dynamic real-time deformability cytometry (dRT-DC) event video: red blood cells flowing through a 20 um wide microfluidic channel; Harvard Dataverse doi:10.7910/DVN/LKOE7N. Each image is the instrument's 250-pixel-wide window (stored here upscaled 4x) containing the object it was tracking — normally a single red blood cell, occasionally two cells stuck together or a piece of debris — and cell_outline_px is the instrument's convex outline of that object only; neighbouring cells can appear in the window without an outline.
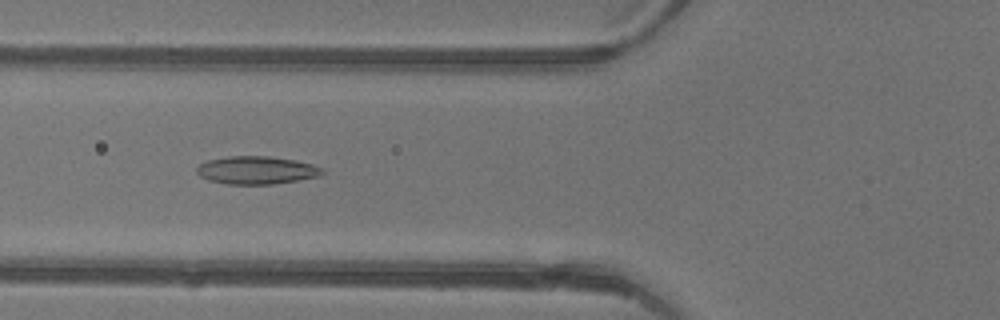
{"species": "common noctule bat (a hibernating species)", "species_latin": "Nyctalus noctula", "temperature_condition": "warm", "stored_images_in_passage": 32, "camera_frame_rate_fps": 3000, "um_per_image_px": 0.085, "animal": {"sex": "female"}, "frame": {"image": 1, "passage_image": 5, "time_ms": 1.333, "image_size_px": [1000, 320], "cell_outline_px": [[324, 172], [320, 176], [300, 180], [272, 184], [228, 184], [208, 180], [200, 176], [196, 172], [196, 168], [200, 164], [208, 160], [228, 156], [268, 156], [296, 160], [312, 164], [324, 168]], "centroid_in_image_um": [21.83, 14.46], "position_along_channel_um": 104.0, "area_um2": 20.52}}
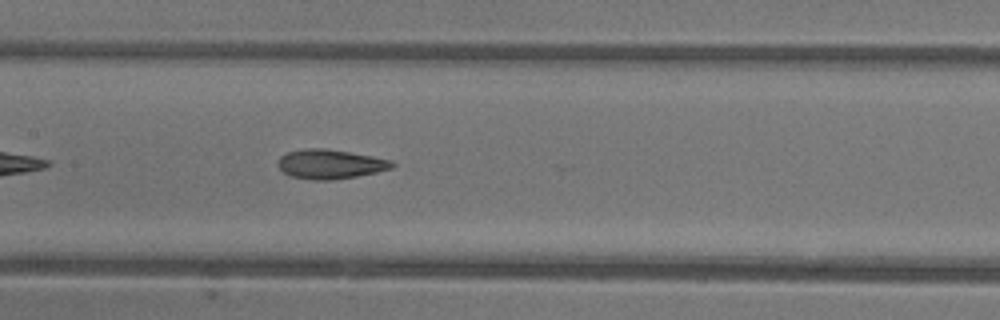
{"frame": {"image": 2, "passage_image": 10, "time_ms": 3.0, "image_size_px": [1000, 320], "cell_outline_px": [[396, 164], [392, 168], [376, 172], [356, 176], [332, 180], [312, 180], [292, 176], [284, 172], [276, 164], [280, 156], [288, 152], [304, 148], [324, 148], [372, 156], [392, 160]], "centroid_in_image_um": [28.06, 13.95], "position_along_channel_um": 179.3, "area_um2": 19.48}}
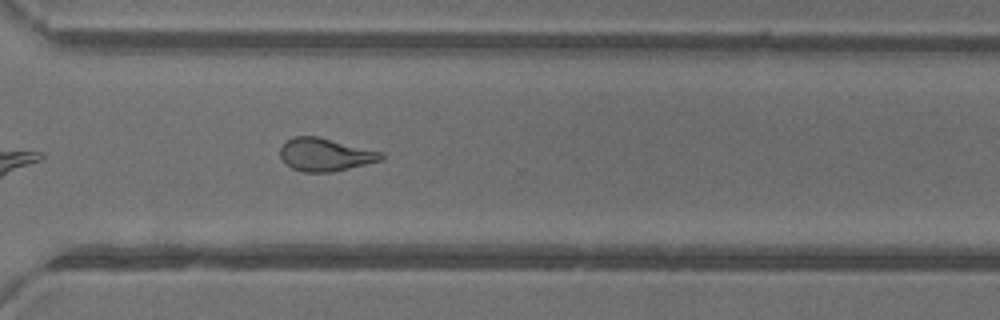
{"frame": {"image": 3, "passage_image": 21, "time_ms": 6.667, "image_size_px": [1000, 320], "cell_outline_px": [[384, 160], [332, 172], [304, 172], [292, 168], [280, 156], [280, 148], [288, 140], [296, 136], [316, 136], [384, 152]], "centroid_in_image_um": [27.69, 13.15], "position_along_channel_um": 342.9, "area_um2": 19.25}}